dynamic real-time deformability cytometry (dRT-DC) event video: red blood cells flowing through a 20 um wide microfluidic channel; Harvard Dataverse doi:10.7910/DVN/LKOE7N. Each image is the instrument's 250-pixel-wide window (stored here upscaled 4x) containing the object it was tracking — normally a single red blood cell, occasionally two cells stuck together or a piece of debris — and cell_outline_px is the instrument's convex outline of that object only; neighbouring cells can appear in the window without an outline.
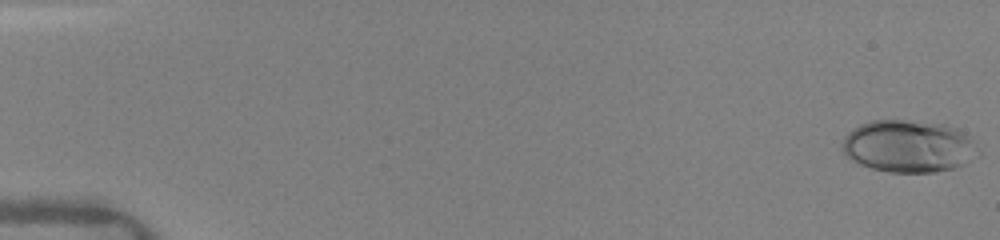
{"species": "human", "species_latin": "Homo sapiens", "temperature_condition": "warm", "stored_images_in_passage": 57, "camera_frame_rate_fps": 3000, "um_per_image_px": 0.085, "donor": {"sex": "female"}, "frame": {"image": 1, "passage_image": 1, "time_ms": 0.0, "image_size_px": [1000, 240], "cell_outline_px": [[980, 156], [956, 168], [936, 172], [888, 172], [872, 168], [860, 164], [844, 156], [840, 148], [840, 144], [844, 136], [848, 132], [860, 124], [872, 120], [904, 120], [944, 124], [956, 128], [964, 132], [980, 148]], "centroid_in_image_um": [77.23, 12.44], "position_along_channel_um": 7.8, "area_um2": 42.02}}
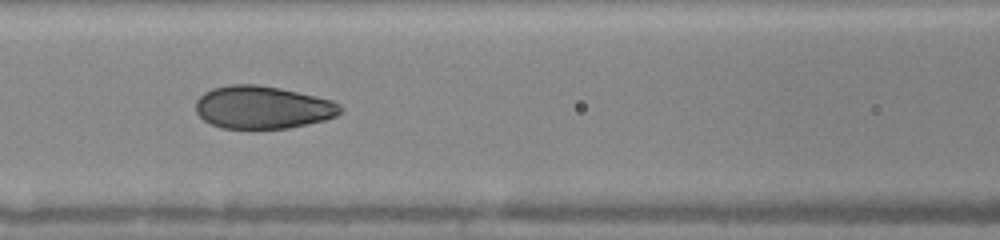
{"frame": {"image": 2, "passage_image": 23, "time_ms": 7.333, "image_size_px": [1000, 240], "cell_outline_px": [[344, 108], [336, 116], [324, 120], [288, 128], [220, 128], [204, 120], [196, 112], [196, 100], [204, 92], [212, 88], [228, 84], [256, 84], [280, 88], [316, 96], [332, 100], [340, 104]], "centroid_in_image_um": [22.32, 9.11], "position_along_channel_um": 144.3, "area_um2": 36.07}}
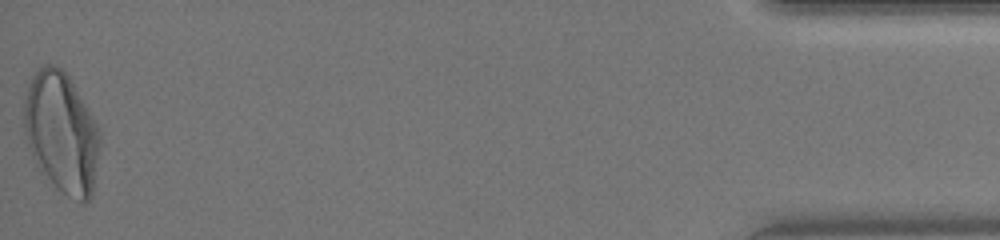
{"frame": {"image": 3, "passage_image": 57, "time_ms": 16.333, "image_size_px": [1000, 240], "cell_outline_px": [[100, 144], [92, 196], [84, 204], [56, 188], [40, 172], [32, 156], [24, 132], [24, 100], [32, 76], [44, 64], [56, 64], [68, 76], [88, 108], [100, 132]], "centroid_in_image_um": [5.22, 11.29], "position_along_channel_um": 430.0, "area_um2": 53.18}, "authors_computed_cell_mechanics": {"area_um2": 37.4544, "velocity_mm_per_s": 4.105, "shape_relaxation_time_tau1_ms": 4.0983, "shape_relaxation_time_tau2_ms": null, "deformation_change_tau1": 0.1669, "deformation_change_tau2": null}}